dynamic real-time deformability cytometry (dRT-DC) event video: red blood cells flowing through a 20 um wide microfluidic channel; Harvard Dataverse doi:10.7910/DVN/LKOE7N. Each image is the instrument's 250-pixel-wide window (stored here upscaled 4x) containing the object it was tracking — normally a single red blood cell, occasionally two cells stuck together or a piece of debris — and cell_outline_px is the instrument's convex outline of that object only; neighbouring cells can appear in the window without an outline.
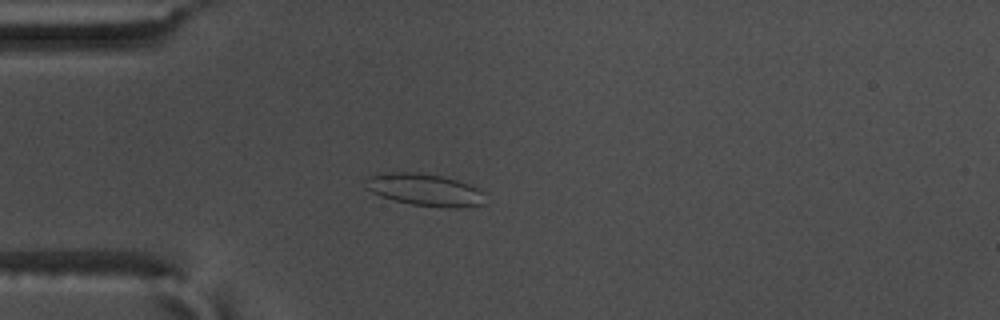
{"species": "common noctule bat (a hibernating species)", "species_latin": "Nyctalus noctula", "temperature_condition": "warm", "stored_images_in_passage": 56, "camera_frame_rate_fps": 3000, "um_per_image_px": 0.085, "animal": {"sex": "male", "body_mass_g": 17.5, "forearm_length_mm": 52.3}, "frame": {"image": 1, "passage_image": 16, "time_ms": 5.0, "image_size_px": [1000, 320], "cell_outline_px": [[488, 204], [460, 208], [448, 208], [412, 204], [380, 196], [364, 188], [368, 176], [380, 172], [416, 172], [440, 176], [472, 184], [480, 188], [484, 192]], "centroid_in_image_um": [36.18, 16.13], "position_along_channel_um": 48.8, "area_um2": 22.89}}
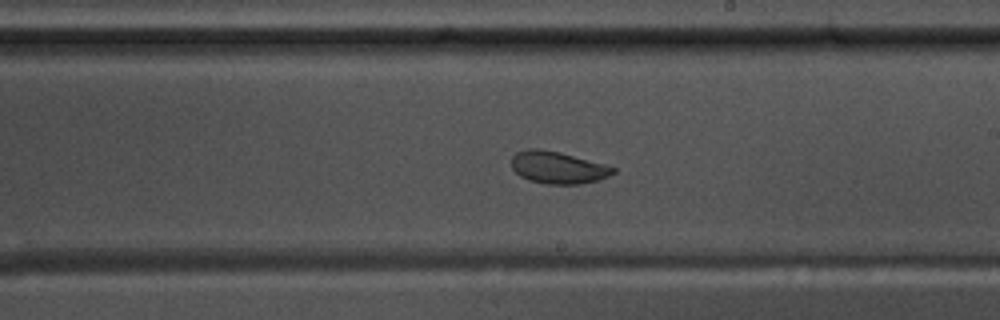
{"frame": {"image": 2, "passage_image": 33, "time_ms": 10.667, "image_size_px": [1000, 320], "cell_outline_px": [[616, 172], [600, 180], [580, 184], [548, 184], [528, 180], [520, 176], [512, 168], [512, 156], [516, 152], [528, 148], [540, 148], [560, 152], [604, 164], [616, 168]], "centroid_in_image_um": [47.41, 14.23], "position_along_channel_um": 241.6, "area_um2": 19.13}}
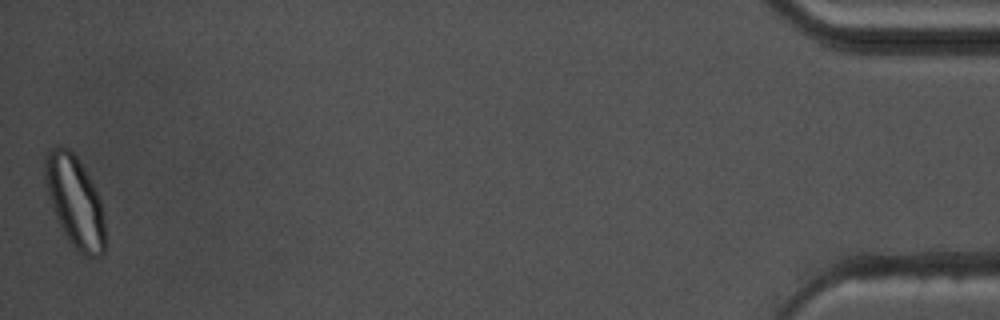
{"frame": {"image": 3, "passage_image": 56, "time_ms": 18.333, "image_size_px": [1000, 320], "cell_outline_px": [[104, 252], [100, 256], [84, 256], [64, 236], [60, 228], [52, 208], [44, 180], [44, 156], [56, 144], [60, 144], [68, 148], [76, 156], [84, 168], [100, 200], [104, 220]], "centroid_in_image_um": [6.32, 17.1], "position_along_channel_um": 428.9, "area_um2": 31.91}, "authors_computed_cell_mechanics": {"area_um2": 23.2645, "velocity_mm_per_s": 3.6658, "shape_relaxation_time_tau1_ms": 7.2359, "shape_relaxation_time_tau2_ms": 1.363, "deformation_change_tau1": 0.1463, "deformation_change_tau2": 0.0393}}